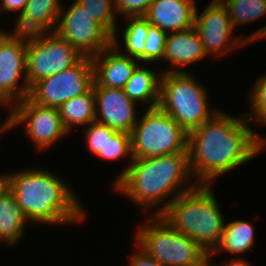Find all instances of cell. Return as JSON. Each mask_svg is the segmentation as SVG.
Here are the masks:
<instances>
[{
	"label": "cell",
	"instance_id": "obj_22",
	"mask_svg": "<svg viewBox=\"0 0 266 266\" xmlns=\"http://www.w3.org/2000/svg\"><path fill=\"white\" fill-rule=\"evenodd\" d=\"M58 110L65 129L70 133L77 126L86 127L94 122L96 104L93 87L87 93L64 102Z\"/></svg>",
	"mask_w": 266,
	"mask_h": 266
},
{
	"label": "cell",
	"instance_id": "obj_12",
	"mask_svg": "<svg viewBox=\"0 0 266 266\" xmlns=\"http://www.w3.org/2000/svg\"><path fill=\"white\" fill-rule=\"evenodd\" d=\"M12 114L13 128L23 125L27 137L38 151L48 150L68 135L58 108L38 105L26 97L12 106Z\"/></svg>",
	"mask_w": 266,
	"mask_h": 266
},
{
	"label": "cell",
	"instance_id": "obj_20",
	"mask_svg": "<svg viewBox=\"0 0 266 266\" xmlns=\"http://www.w3.org/2000/svg\"><path fill=\"white\" fill-rule=\"evenodd\" d=\"M28 222L16 197L9 191L0 201V240L9 246L17 244L24 235Z\"/></svg>",
	"mask_w": 266,
	"mask_h": 266
},
{
	"label": "cell",
	"instance_id": "obj_31",
	"mask_svg": "<svg viewBox=\"0 0 266 266\" xmlns=\"http://www.w3.org/2000/svg\"><path fill=\"white\" fill-rule=\"evenodd\" d=\"M138 250V251H137ZM135 254L130 258L129 266H162L156 259L148 256L138 246Z\"/></svg>",
	"mask_w": 266,
	"mask_h": 266
},
{
	"label": "cell",
	"instance_id": "obj_2",
	"mask_svg": "<svg viewBox=\"0 0 266 266\" xmlns=\"http://www.w3.org/2000/svg\"><path fill=\"white\" fill-rule=\"evenodd\" d=\"M116 177L114 190L140 205L143 210H155L160 203L161 206L156 207L153 215H160L179 195L197 185L195 180H191L184 187L189 178L193 177L189 169L188 151L150 158H133L131 164ZM165 198L170 200L166 201Z\"/></svg>",
	"mask_w": 266,
	"mask_h": 266
},
{
	"label": "cell",
	"instance_id": "obj_3",
	"mask_svg": "<svg viewBox=\"0 0 266 266\" xmlns=\"http://www.w3.org/2000/svg\"><path fill=\"white\" fill-rule=\"evenodd\" d=\"M31 169L8 173L10 192L30 224L66 225L86 219L83 205L69 184L49 170Z\"/></svg>",
	"mask_w": 266,
	"mask_h": 266
},
{
	"label": "cell",
	"instance_id": "obj_5",
	"mask_svg": "<svg viewBox=\"0 0 266 266\" xmlns=\"http://www.w3.org/2000/svg\"><path fill=\"white\" fill-rule=\"evenodd\" d=\"M189 72H163L158 107L172 116L189 134L209 120L218 109H210L208 90Z\"/></svg>",
	"mask_w": 266,
	"mask_h": 266
},
{
	"label": "cell",
	"instance_id": "obj_14",
	"mask_svg": "<svg viewBox=\"0 0 266 266\" xmlns=\"http://www.w3.org/2000/svg\"><path fill=\"white\" fill-rule=\"evenodd\" d=\"M95 94V121L108 127L131 134L137 123L136 103L131 101L124 89L92 86Z\"/></svg>",
	"mask_w": 266,
	"mask_h": 266
},
{
	"label": "cell",
	"instance_id": "obj_16",
	"mask_svg": "<svg viewBox=\"0 0 266 266\" xmlns=\"http://www.w3.org/2000/svg\"><path fill=\"white\" fill-rule=\"evenodd\" d=\"M196 0H154L145 14L153 26L166 33L194 27Z\"/></svg>",
	"mask_w": 266,
	"mask_h": 266
},
{
	"label": "cell",
	"instance_id": "obj_11",
	"mask_svg": "<svg viewBox=\"0 0 266 266\" xmlns=\"http://www.w3.org/2000/svg\"><path fill=\"white\" fill-rule=\"evenodd\" d=\"M55 32L85 57H93L112 45V35L76 0L66 11L61 7Z\"/></svg>",
	"mask_w": 266,
	"mask_h": 266
},
{
	"label": "cell",
	"instance_id": "obj_17",
	"mask_svg": "<svg viewBox=\"0 0 266 266\" xmlns=\"http://www.w3.org/2000/svg\"><path fill=\"white\" fill-rule=\"evenodd\" d=\"M203 44L197 30L193 27L183 31L168 33L164 50V60L171 67L163 72H185L182 66L194 64L205 58ZM174 65V67H173ZM179 67V68H177Z\"/></svg>",
	"mask_w": 266,
	"mask_h": 266
},
{
	"label": "cell",
	"instance_id": "obj_26",
	"mask_svg": "<svg viewBox=\"0 0 266 266\" xmlns=\"http://www.w3.org/2000/svg\"><path fill=\"white\" fill-rule=\"evenodd\" d=\"M251 86L248 99L250 104L249 113L246 112L245 116L260 126L266 125V75H262L256 79V82Z\"/></svg>",
	"mask_w": 266,
	"mask_h": 266
},
{
	"label": "cell",
	"instance_id": "obj_21",
	"mask_svg": "<svg viewBox=\"0 0 266 266\" xmlns=\"http://www.w3.org/2000/svg\"><path fill=\"white\" fill-rule=\"evenodd\" d=\"M252 225L249 221L239 219L225 223L220 243L209 256L213 257L220 251H226L230 256L248 252L255 243V229Z\"/></svg>",
	"mask_w": 266,
	"mask_h": 266
},
{
	"label": "cell",
	"instance_id": "obj_29",
	"mask_svg": "<svg viewBox=\"0 0 266 266\" xmlns=\"http://www.w3.org/2000/svg\"><path fill=\"white\" fill-rule=\"evenodd\" d=\"M168 33L160 28L149 25L148 36L145 40V63H156L163 60Z\"/></svg>",
	"mask_w": 266,
	"mask_h": 266
},
{
	"label": "cell",
	"instance_id": "obj_4",
	"mask_svg": "<svg viewBox=\"0 0 266 266\" xmlns=\"http://www.w3.org/2000/svg\"><path fill=\"white\" fill-rule=\"evenodd\" d=\"M211 187L197 184L160 214L174 230L195 240L207 255L220 243L226 223Z\"/></svg>",
	"mask_w": 266,
	"mask_h": 266
},
{
	"label": "cell",
	"instance_id": "obj_30",
	"mask_svg": "<svg viewBox=\"0 0 266 266\" xmlns=\"http://www.w3.org/2000/svg\"><path fill=\"white\" fill-rule=\"evenodd\" d=\"M154 0H115L117 12L123 17L145 16Z\"/></svg>",
	"mask_w": 266,
	"mask_h": 266
},
{
	"label": "cell",
	"instance_id": "obj_18",
	"mask_svg": "<svg viewBox=\"0 0 266 266\" xmlns=\"http://www.w3.org/2000/svg\"><path fill=\"white\" fill-rule=\"evenodd\" d=\"M61 7L60 0H27L12 33L28 35L55 31Z\"/></svg>",
	"mask_w": 266,
	"mask_h": 266
},
{
	"label": "cell",
	"instance_id": "obj_9",
	"mask_svg": "<svg viewBox=\"0 0 266 266\" xmlns=\"http://www.w3.org/2000/svg\"><path fill=\"white\" fill-rule=\"evenodd\" d=\"M94 83L91 57L83 56L74 66L34 83L28 98L38 105L59 108L69 99L87 93Z\"/></svg>",
	"mask_w": 266,
	"mask_h": 266
},
{
	"label": "cell",
	"instance_id": "obj_19",
	"mask_svg": "<svg viewBox=\"0 0 266 266\" xmlns=\"http://www.w3.org/2000/svg\"><path fill=\"white\" fill-rule=\"evenodd\" d=\"M161 75L139 64L124 87L125 95L136 104H146L147 109L158 107Z\"/></svg>",
	"mask_w": 266,
	"mask_h": 266
},
{
	"label": "cell",
	"instance_id": "obj_24",
	"mask_svg": "<svg viewBox=\"0 0 266 266\" xmlns=\"http://www.w3.org/2000/svg\"><path fill=\"white\" fill-rule=\"evenodd\" d=\"M226 8L234 29L266 15V0H219Z\"/></svg>",
	"mask_w": 266,
	"mask_h": 266
},
{
	"label": "cell",
	"instance_id": "obj_36",
	"mask_svg": "<svg viewBox=\"0 0 266 266\" xmlns=\"http://www.w3.org/2000/svg\"><path fill=\"white\" fill-rule=\"evenodd\" d=\"M212 257L211 256H207L198 266H222V265H219V264H217L216 265V263L214 264V262H213V264L211 263V259Z\"/></svg>",
	"mask_w": 266,
	"mask_h": 266
},
{
	"label": "cell",
	"instance_id": "obj_1",
	"mask_svg": "<svg viewBox=\"0 0 266 266\" xmlns=\"http://www.w3.org/2000/svg\"><path fill=\"white\" fill-rule=\"evenodd\" d=\"M250 122L245 114L239 118L219 110L188 134L189 169L197 184L212 185L265 150L266 139L254 133Z\"/></svg>",
	"mask_w": 266,
	"mask_h": 266
},
{
	"label": "cell",
	"instance_id": "obj_13",
	"mask_svg": "<svg viewBox=\"0 0 266 266\" xmlns=\"http://www.w3.org/2000/svg\"><path fill=\"white\" fill-rule=\"evenodd\" d=\"M205 8L200 15L196 9L194 28L200 36L206 56L211 55L217 59L236 47L238 49L246 45L247 42L241 36H232L235 29L219 0H212Z\"/></svg>",
	"mask_w": 266,
	"mask_h": 266
},
{
	"label": "cell",
	"instance_id": "obj_10",
	"mask_svg": "<svg viewBox=\"0 0 266 266\" xmlns=\"http://www.w3.org/2000/svg\"><path fill=\"white\" fill-rule=\"evenodd\" d=\"M26 65L27 35L0 29V102L11 105V108L28 97ZM21 79L23 83L19 84Z\"/></svg>",
	"mask_w": 266,
	"mask_h": 266
},
{
	"label": "cell",
	"instance_id": "obj_32",
	"mask_svg": "<svg viewBox=\"0 0 266 266\" xmlns=\"http://www.w3.org/2000/svg\"><path fill=\"white\" fill-rule=\"evenodd\" d=\"M27 4V0H1L0 2V14L1 12H19V15L24 10ZM19 10V11H17Z\"/></svg>",
	"mask_w": 266,
	"mask_h": 266
},
{
	"label": "cell",
	"instance_id": "obj_6",
	"mask_svg": "<svg viewBox=\"0 0 266 266\" xmlns=\"http://www.w3.org/2000/svg\"><path fill=\"white\" fill-rule=\"evenodd\" d=\"M149 219V220H148ZM135 234V246L162 266H198L207 253L189 236L174 230L161 215H153Z\"/></svg>",
	"mask_w": 266,
	"mask_h": 266
},
{
	"label": "cell",
	"instance_id": "obj_27",
	"mask_svg": "<svg viewBox=\"0 0 266 266\" xmlns=\"http://www.w3.org/2000/svg\"><path fill=\"white\" fill-rule=\"evenodd\" d=\"M84 131L89 150L99 158L104 159V146L108 138H111L117 131L97 121L87 125Z\"/></svg>",
	"mask_w": 266,
	"mask_h": 266
},
{
	"label": "cell",
	"instance_id": "obj_23",
	"mask_svg": "<svg viewBox=\"0 0 266 266\" xmlns=\"http://www.w3.org/2000/svg\"><path fill=\"white\" fill-rule=\"evenodd\" d=\"M127 26L122 31L124 46L121 50L118 44L117 34L112 36V45L119 50L120 53L138 59L145 63V40L148 36L149 21L144 16L125 17ZM122 51V52H121Z\"/></svg>",
	"mask_w": 266,
	"mask_h": 266
},
{
	"label": "cell",
	"instance_id": "obj_33",
	"mask_svg": "<svg viewBox=\"0 0 266 266\" xmlns=\"http://www.w3.org/2000/svg\"><path fill=\"white\" fill-rule=\"evenodd\" d=\"M8 107L10 108L11 105L0 102V107ZM10 129L13 130V114H12V109L10 108V112L8 113V117L6 118L5 121H3L2 123L0 122V137L2 136V134L4 132H6L7 130L9 131Z\"/></svg>",
	"mask_w": 266,
	"mask_h": 266
},
{
	"label": "cell",
	"instance_id": "obj_28",
	"mask_svg": "<svg viewBox=\"0 0 266 266\" xmlns=\"http://www.w3.org/2000/svg\"><path fill=\"white\" fill-rule=\"evenodd\" d=\"M121 157L123 159L129 157V165L133 161L131 134L117 131L111 138L107 139L104 146V160L116 161Z\"/></svg>",
	"mask_w": 266,
	"mask_h": 266
},
{
	"label": "cell",
	"instance_id": "obj_25",
	"mask_svg": "<svg viewBox=\"0 0 266 266\" xmlns=\"http://www.w3.org/2000/svg\"><path fill=\"white\" fill-rule=\"evenodd\" d=\"M96 22L101 24L112 36L118 34L115 20L118 15L115 0H76Z\"/></svg>",
	"mask_w": 266,
	"mask_h": 266
},
{
	"label": "cell",
	"instance_id": "obj_15",
	"mask_svg": "<svg viewBox=\"0 0 266 266\" xmlns=\"http://www.w3.org/2000/svg\"><path fill=\"white\" fill-rule=\"evenodd\" d=\"M94 69L93 86L124 89L140 61L123 55L113 45L91 57Z\"/></svg>",
	"mask_w": 266,
	"mask_h": 266
},
{
	"label": "cell",
	"instance_id": "obj_8",
	"mask_svg": "<svg viewBox=\"0 0 266 266\" xmlns=\"http://www.w3.org/2000/svg\"><path fill=\"white\" fill-rule=\"evenodd\" d=\"M82 57L55 31L28 34L26 80L29 88L43 78L74 66Z\"/></svg>",
	"mask_w": 266,
	"mask_h": 266
},
{
	"label": "cell",
	"instance_id": "obj_34",
	"mask_svg": "<svg viewBox=\"0 0 266 266\" xmlns=\"http://www.w3.org/2000/svg\"><path fill=\"white\" fill-rule=\"evenodd\" d=\"M10 191V181L9 175L7 173L0 174V201L8 194Z\"/></svg>",
	"mask_w": 266,
	"mask_h": 266
},
{
	"label": "cell",
	"instance_id": "obj_7",
	"mask_svg": "<svg viewBox=\"0 0 266 266\" xmlns=\"http://www.w3.org/2000/svg\"><path fill=\"white\" fill-rule=\"evenodd\" d=\"M133 158H150L188 151V134L159 107L146 109L131 132Z\"/></svg>",
	"mask_w": 266,
	"mask_h": 266
},
{
	"label": "cell",
	"instance_id": "obj_35",
	"mask_svg": "<svg viewBox=\"0 0 266 266\" xmlns=\"http://www.w3.org/2000/svg\"><path fill=\"white\" fill-rule=\"evenodd\" d=\"M222 266H252L249 264L246 260L238 258H231L229 263L223 264L221 263Z\"/></svg>",
	"mask_w": 266,
	"mask_h": 266
}]
</instances>
